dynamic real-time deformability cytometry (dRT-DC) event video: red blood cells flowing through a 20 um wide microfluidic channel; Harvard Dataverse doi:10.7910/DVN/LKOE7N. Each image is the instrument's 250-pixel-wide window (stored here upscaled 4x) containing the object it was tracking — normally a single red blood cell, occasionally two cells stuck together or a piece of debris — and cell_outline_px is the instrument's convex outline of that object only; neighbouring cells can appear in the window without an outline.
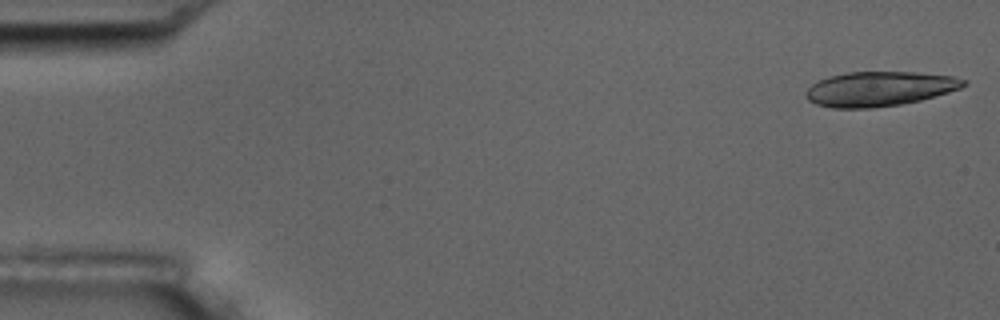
{"species": "common noctule bat (a hibernating species)", "species_latin": "Nyctalus noctula", "temperature_condition": "room temperature", "stored_images_in_passage": 18, "camera_frame_rate_fps": 3000, "um_per_image_px": 0.085, "animal": {"sex": "male", "body_mass_g": 17.5, "forearm_length_mm": 52.3}, "frame": {"image": 1, "passage_image": 1, "time_ms": 0.0, "image_size_px": [1000, 320], "cell_outline_px": [[968, 84], [960, 88], [948, 92], [920, 100], [900, 104], [872, 108], [832, 108], [816, 104], [808, 100], [804, 92], [816, 80], [828, 76], [848, 72], [916, 72], [952, 76], [968, 80]], "centroid_in_image_um": [74.73, 7.54], "position_along_channel_um": 10.3, "area_um2": 31.96}}